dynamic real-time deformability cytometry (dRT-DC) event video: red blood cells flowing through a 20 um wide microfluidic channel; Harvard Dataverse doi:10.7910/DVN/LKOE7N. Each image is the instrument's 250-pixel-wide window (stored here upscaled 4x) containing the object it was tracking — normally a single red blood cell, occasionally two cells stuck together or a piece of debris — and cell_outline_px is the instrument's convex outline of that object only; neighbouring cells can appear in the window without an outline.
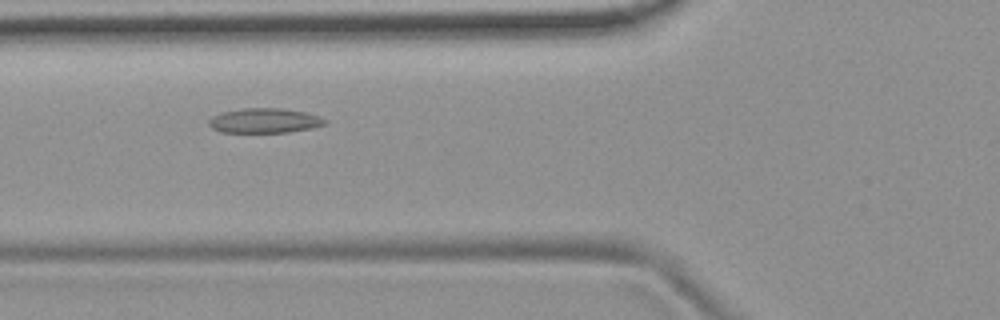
{"species": "common noctule bat (a hibernating species)", "species_latin": "Nyctalus noctula", "temperature_condition": "room temperature", "stored_images_in_passage": 47, "camera_frame_rate_fps": 3000, "um_per_image_px": 0.085, "animal": {"sex": "female", "body_mass_g": 19.9}, "frame": {"image": 1, "passage_image": 16, "time_ms": 5.0, "image_size_px": [1000, 320], "cell_outline_px": [[328, 124], [312, 128], [288, 132], [220, 132], [212, 128], [208, 124], [208, 120], [212, 116], [220, 112], [244, 108], [280, 108], [304, 112], [320, 116], [328, 120]], "centroid_in_image_um": [22.49, 10.25], "position_along_channel_um": 103.3, "area_um2": 16.88}}
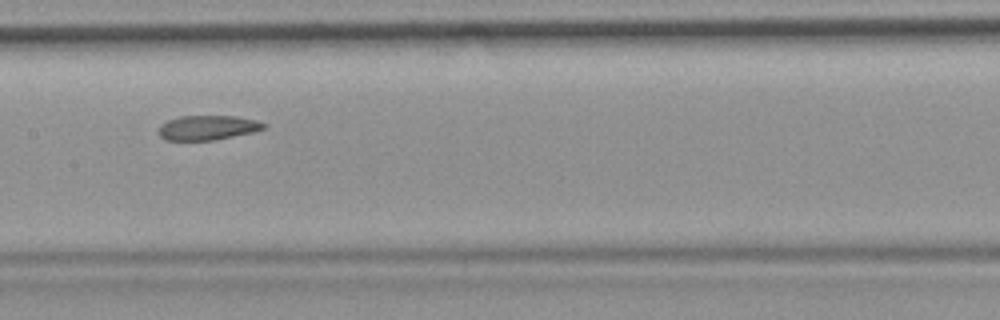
{"frame": {"image": 2, "passage_image": 23, "time_ms": 7.333, "image_size_px": [1000, 320], "cell_outline_px": [[268, 128], [252, 132], [212, 140], [164, 140], [160, 136], [160, 124], [168, 120], [180, 116], [236, 116], [256, 120], [268, 124]], "centroid_in_image_um": [17.68, 10.84], "position_along_channel_um": 189.7, "area_um2": 15.03}}
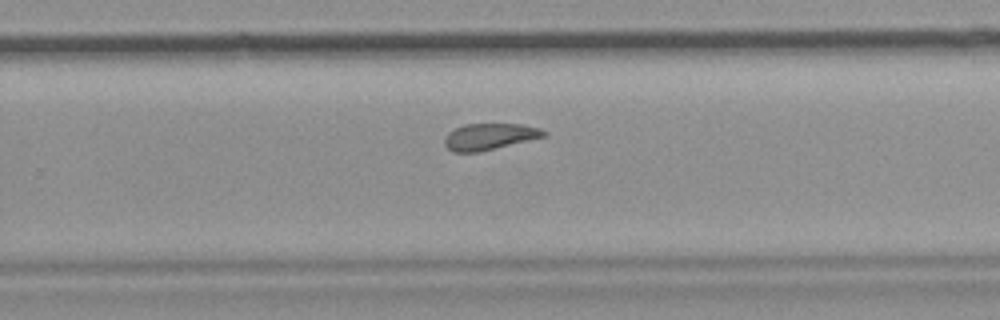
{"frame": {"image": 3, "passage_image": 31, "time_ms": 10.0, "image_size_px": [1000, 320], "cell_outline_px": [[548, 136], [480, 152], [452, 152], [444, 144], [444, 140], [448, 132], [464, 124], [520, 124], [540, 128], [548, 132]], "centroid_in_image_um": [41.64, 11.61], "position_along_channel_um": 288.2, "area_um2": 15.43}}